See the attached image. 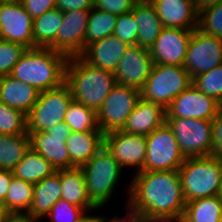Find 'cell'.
<instances>
[{
  "instance_id": "836d02e7",
  "label": "cell",
  "mask_w": 222,
  "mask_h": 222,
  "mask_svg": "<svg viewBox=\"0 0 222 222\" xmlns=\"http://www.w3.org/2000/svg\"><path fill=\"white\" fill-rule=\"evenodd\" d=\"M0 133L18 135L27 133V117L15 108L0 101Z\"/></svg>"
},
{
  "instance_id": "8d00e7d4",
  "label": "cell",
  "mask_w": 222,
  "mask_h": 222,
  "mask_svg": "<svg viewBox=\"0 0 222 222\" xmlns=\"http://www.w3.org/2000/svg\"><path fill=\"white\" fill-rule=\"evenodd\" d=\"M27 49L22 44L0 39V77L10 75Z\"/></svg>"
},
{
  "instance_id": "7dc6e473",
  "label": "cell",
  "mask_w": 222,
  "mask_h": 222,
  "mask_svg": "<svg viewBox=\"0 0 222 222\" xmlns=\"http://www.w3.org/2000/svg\"><path fill=\"white\" fill-rule=\"evenodd\" d=\"M124 217H118L117 215L113 217L115 222H140V212H134L131 209L128 210ZM127 219V220H126Z\"/></svg>"
},
{
  "instance_id": "cb8c5ba5",
  "label": "cell",
  "mask_w": 222,
  "mask_h": 222,
  "mask_svg": "<svg viewBox=\"0 0 222 222\" xmlns=\"http://www.w3.org/2000/svg\"><path fill=\"white\" fill-rule=\"evenodd\" d=\"M132 13L138 25L137 45L150 49L164 28L162 21L149 0H138Z\"/></svg>"
},
{
  "instance_id": "d590c367",
  "label": "cell",
  "mask_w": 222,
  "mask_h": 222,
  "mask_svg": "<svg viewBox=\"0 0 222 222\" xmlns=\"http://www.w3.org/2000/svg\"><path fill=\"white\" fill-rule=\"evenodd\" d=\"M197 29L222 39V2L198 13Z\"/></svg>"
},
{
  "instance_id": "ac0fdd59",
  "label": "cell",
  "mask_w": 222,
  "mask_h": 222,
  "mask_svg": "<svg viewBox=\"0 0 222 222\" xmlns=\"http://www.w3.org/2000/svg\"><path fill=\"white\" fill-rule=\"evenodd\" d=\"M193 30L164 27L149 49L155 64L183 66Z\"/></svg>"
},
{
  "instance_id": "5bb4252c",
  "label": "cell",
  "mask_w": 222,
  "mask_h": 222,
  "mask_svg": "<svg viewBox=\"0 0 222 222\" xmlns=\"http://www.w3.org/2000/svg\"><path fill=\"white\" fill-rule=\"evenodd\" d=\"M220 109V102L191 84L166 108V118L212 120Z\"/></svg>"
},
{
  "instance_id": "3957f363",
  "label": "cell",
  "mask_w": 222,
  "mask_h": 222,
  "mask_svg": "<svg viewBox=\"0 0 222 222\" xmlns=\"http://www.w3.org/2000/svg\"><path fill=\"white\" fill-rule=\"evenodd\" d=\"M65 83L74 100L81 102L96 113L117 84L114 72L93 67L80 56L68 59Z\"/></svg>"
},
{
  "instance_id": "d6986e66",
  "label": "cell",
  "mask_w": 222,
  "mask_h": 222,
  "mask_svg": "<svg viewBox=\"0 0 222 222\" xmlns=\"http://www.w3.org/2000/svg\"><path fill=\"white\" fill-rule=\"evenodd\" d=\"M166 122V109L160 104L140 98L121 131L147 136Z\"/></svg>"
},
{
  "instance_id": "ab89813d",
  "label": "cell",
  "mask_w": 222,
  "mask_h": 222,
  "mask_svg": "<svg viewBox=\"0 0 222 222\" xmlns=\"http://www.w3.org/2000/svg\"><path fill=\"white\" fill-rule=\"evenodd\" d=\"M138 0H95L94 7L115 15L132 11Z\"/></svg>"
},
{
  "instance_id": "8992f818",
  "label": "cell",
  "mask_w": 222,
  "mask_h": 222,
  "mask_svg": "<svg viewBox=\"0 0 222 222\" xmlns=\"http://www.w3.org/2000/svg\"><path fill=\"white\" fill-rule=\"evenodd\" d=\"M191 84L192 79L183 66L154 63L140 95L142 99L160 104L166 109Z\"/></svg>"
},
{
  "instance_id": "30bf717a",
  "label": "cell",
  "mask_w": 222,
  "mask_h": 222,
  "mask_svg": "<svg viewBox=\"0 0 222 222\" xmlns=\"http://www.w3.org/2000/svg\"><path fill=\"white\" fill-rule=\"evenodd\" d=\"M140 98V90L116 84L97 112V122L100 130L104 134L121 130Z\"/></svg>"
},
{
  "instance_id": "681fc988",
  "label": "cell",
  "mask_w": 222,
  "mask_h": 222,
  "mask_svg": "<svg viewBox=\"0 0 222 222\" xmlns=\"http://www.w3.org/2000/svg\"><path fill=\"white\" fill-rule=\"evenodd\" d=\"M104 217L97 215H88L87 213L78 222H100Z\"/></svg>"
},
{
  "instance_id": "60d3db41",
  "label": "cell",
  "mask_w": 222,
  "mask_h": 222,
  "mask_svg": "<svg viewBox=\"0 0 222 222\" xmlns=\"http://www.w3.org/2000/svg\"><path fill=\"white\" fill-rule=\"evenodd\" d=\"M21 3L33 19L56 8V0H21Z\"/></svg>"
},
{
  "instance_id": "c3c4849f",
  "label": "cell",
  "mask_w": 222,
  "mask_h": 222,
  "mask_svg": "<svg viewBox=\"0 0 222 222\" xmlns=\"http://www.w3.org/2000/svg\"><path fill=\"white\" fill-rule=\"evenodd\" d=\"M195 5L197 13L204 11L207 8L213 7L218 3L222 2V0H192Z\"/></svg>"
},
{
  "instance_id": "5b68a950",
  "label": "cell",
  "mask_w": 222,
  "mask_h": 222,
  "mask_svg": "<svg viewBox=\"0 0 222 222\" xmlns=\"http://www.w3.org/2000/svg\"><path fill=\"white\" fill-rule=\"evenodd\" d=\"M81 168L88 197L92 204L100 209L113 196L112 193L115 191V185H118L116 183H118L123 169L105 146Z\"/></svg>"
},
{
  "instance_id": "4316f807",
  "label": "cell",
  "mask_w": 222,
  "mask_h": 222,
  "mask_svg": "<svg viewBox=\"0 0 222 222\" xmlns=\"http://www.w3.org/2000/svg\"><path fill=\"white\" fill-rule=\"evenodd\" d=\"M55 172L56 169L31 146L22 160L12 170L14 177L33 185L52 176Z\"/></svg>"
},
{
  "instance_id": "1f68e13d",
  "label": "cell",
  "mask_w": 222,
  "mask_h": 222,
  "mask_svg": "<svg viewBox=\"0 0 222 222\" xmlns=\"http://www.w3.org/2000/svg\"><path fill=\"white\" fill-rule=\"evenodd\" d=\"M33 186L20 178L12 177L4 200L9 213L27 214L29 212L33 198Z\"/></svg>"
},
{
  "instance_id": "e575fe53",
  "label": "cell",
  "mask_w": 222,
  "mask_h": 222,
  "mask_svg": "<svg viewBox=\"0 0 222 222\" xmlns=\"http://www.w3.org/2000/svg\"><path fill=\"white\" fill-rule=\"evenodd\" d=\"M192 84L222 104V64L195 76L192 79Z\"/></svg>"
},
{
  "instance_id": "f5cc1de1",
  "label": "cell",
  "mask_w": 222,
  "mask_h": 222,
  "mask_svg": "<svg viewBox=\"0 0 222 222\" xmlns=\"http://www.w3.org/2000/svg\"><path fill=\"white\" fill-rule=\"evenodd\" d=\"M100 222H115V220L112 218L109 221L104 217Z\"/></svg>"
},
{
  "instance_id": "8fae6325",
  "label": "cell",
  "mask_w": 222,
  "mask_h": 222,
  "mask_svg": "<svg viewBox=\"0 0 222 222\" xmlns=\"http://www.w3.org/2000/svg\"><path fill=\"white\" fill-rule=\"evenodd\" d=\"M222 64V39L193 30L183 67L191 79Z\"/></svg>"
},
{
  "instance_id": "6da1fadb",
  "label": "cell",
  "mask_w": 222,
  "mask_h": 222,
  "mask_svg": "<svg viewBox=\"0 0 222 222\" xmlns=\"http://www.w3.org/2000/svg\"><path fill=\"white\" fill-rule=\"evenodd\" d=\"M128 187V209L182 219L186 201L178 170L141 171Z\"/></svg>"
},
{
  "instance_id": "f35d334b",
  "label": "cell",
  "mask_w": 222,
  "mask_h": 222,
  "mask_svg": "<svg viewBox=\"0 0 222 222\" xmlns=\"http://www.w3.org/2000/svg\"><path fill=\"white\" fill-rule=\"evenodd\" d=\"M138 25L132 11L117 16L112 34L129 46L137 45Z\"/></svg>"
},
{
  "instance_id": "d6a6232c",
  "label": "cell",
  "mask_w": 222,
  "mask_h": 222,
  "mask_svg": "<svg viewBox=\"0 0 222 222\" xmlns=\"http://www.w3.org/2000/svg\"><path fill=\"white\" fill-rule=\"evenodd\" d=\"M64 122L72 132L100 130L97 113L74 99L66 111Z\"/></svg>"
},
{
  "instance_id": "ffe728a7",
  "label": "cell",
  "mask_w": 222,
  "mask_h": 222,
  "mask_svg": "<svg viewBox=\"0 0 222 222\" xmlns=\"http://www.w3.org/2000/svg\"><path fill=\"white\" fill-rule=\"evenodd\" d=\"M164 27L194 30L198 13L192 0H149Z\"/></svg>"
},
{
  "instance_id": "484cf974",
  "label": "cell",
  "mask_w": 222,
  "mask_h": 222,
  "mask_svg": "<svg viewBox=\"0 0 222 222\" xmlns=\"http://www.w3.org/2000/svg\"><path fill=\"white\" fill-rule=\"evenodd\" d=\"M61 199L82 207L86 212L97 209L86 191V182L81 167L60 170Z\"/></svg>"
},
{
  "instance_id": "7402d4cb",
  "label": "cell",
  "mask_w": 222,
  "mask_h": 222,
  "mask_svg": "<svg viewBox=\"0 0 222 222\" xmlns=\"http://www.w3.org/2000/svg\"><path fill=\"white\" fill-rule=\"evenodd\" d=\"M40 92L33 86L15 79L11 75L0 77V101L6 105L22 111L27 115Z\"/></svg>"
},
{
  "instance_id": "52a82bcc",
  "label": "cell",
  "mask_w": 222,
  "mask_h": 222,
  "mask_svg": "<svg viewBox=\"0 0 222 222\" xmlns=\"http://www.w3.org/2000/svg\"><path fill=\"white\" fill-rule=\"evenodd\" d=\"M72 100L71 91L66 83L40 92L38 100L26 115L27 132L47 131L55 124L64 122Z\"/></svg>"
},
{
  "instance_id": "b9f144b4",
  "label": "cell",
  "mask_w": 222,
  "mask_h": 222,
  "mask_svg": "<svg viewBox=\"0 0 222 222\" xmlns=\"http://www.w3.org/2000/svg\"><path fill=\"white\" fill-rule=\"evenodd\" d=\"M213 148L212 156L222 159V108L212 119Z\"/></svg>"
},
{
  "instance_id": "ba28073f",
  "label": "cell",
  "mask_w": 222,
  "mask_h": 222,
  "mask_svg": "<svg viewBox=\"0 0 222 222\" xmlns=\"http://www.w3.org/2000/svg\"><path fill=\"white\" fill-rule=\"evenodd\" d=\"M185 158L212 155V120L193 118H166Z\"/></svg>"
},
{
  "instance_id": "74e56055",
  "label": "cell",
  "mask_w": 222,
  "mask_h": 222,
  "mask_svg": "<svg viewBox=\"0 0 222 222\" xmlns=\"http://www.w3.org/2000/svg\"><path fill=\"white\" fill-rule=\"evenodd\" d=\"M86 213L82 207L59 199L46 217L49 216L51 222H78Z\"/></svg>"
},
{
  "instance_id": "277c9868",
  "label": "cell",
  "mask_w": 222,
  "mask_h": 222,
  "mask_svg": "<svg viewBox=\"0 0 222 222\" xmlns=\"http://www.w3.org/2000/svg\"><path fill=\"white\" fill-rule=\"evenodd\" d=\"M178 171L186 202L220 195V158L212 155L186 158Z\"/></svg>"
},
{
  "instance_id": "f1b7e54d",
  "label": "cell",
  "mask_w": 222,
  "mask_h": 222,
  "mask_svg": "<svg viewBox=\"0 0 222 222\" xmlns=\"http://www.w3.org/2000/svg\"><path fill=\"white\" fill-rule=\"evenodd\" d=\"M63 12L55 8L33 19V42L35 47L51 48L61 26Z\"/></svg>"
},
{
  "instance_id": "e0dca14e",
  "label": "cell",
  "mask_w": 222,
  "mask_h": 222,
  "mask_svg": "<svg viewBox=\"0 0 222 222\" xmlns=\"http://www.w3.org/2000/svg\"><path fill=\"white\" fill-rule=\"evenodd\" d=\"M90 10H71L63 12L54 50L68 58L80 56L85 49V34Z\"/></svg>"
},
{
  "instance_id": "4dcf8cb0",
  "label": "cell",
  "mask_w": 222,
  "mask_h": 222,
  "mask_svg": "<svg viewBox=\"0 0 222 222\" xmlns=\"http://www.w3.org/2000/svg\"><path fill=\"white\" fill-rule=\"evenodd\" d=\"M116 22L117 15L96 7L91 8L85 34V48L104 37L112 35Z\"/></svg>"
},
{
  "instance_id": "44dd1931",
  "label": "cell",
  "mask_w": 222,
  "mask_h": 222,
  "mask_svg": "<svg viewBox=\"0 0 222 222\" xmlns=\"http://www.w3.org/2000/svg\"><path fill=\"white\" fill-rule=\"evenodd\" d=\"M128 47L112 34L88 45L80 57L93 67L115 72Z\"/></svg>"
},
{
  "instance_id": "f6af8a7d",
  "label": "cell",
  "mask_w": 222,
  "mask_h": 222,
  "mask_svg": "<svg viewBox=\"0 0 222 222\" xmlns=\"http://www.w3.org/2000/svg\"><path fill=\"white\" fill-rule=\"evenodd\" d=\"M12 177V170L0 169V198L3 200H5L6 193L9 190Z\"/></svg>"
},
{
  "instance_id": "9c48e42d",
  "label": "cell",
  "mask_w": 222,
  "mask_h": 222,
  "mask_svg": "<svg viewBox=\"0 0 222 222\" xmlns=\"http://www.w3.org/2000/svg\"><path fill=\"white\" fill-rule=\"evenodd\" d=\"M147 151L142 171L179 170L185 162L179 144L165 122L146 136Z\"/></svg>"
},
{
  "instance_id": "83f0119b",
  "label": "cell",
  "mask_w": 222,
  "mask_h": 222,
  "mask_svg": "<svg viewBox=\"0 0 222 222\" xmlns=\"http://www.w3.org/2000/svg\"><path fill=\"white\" fill-rule=\"evenodd\" d=\"M180 222H222L220 195L186 202Z\"/></svg>"
},
{
  "instance_id": "d4e9b609",
  "label": "cell",
  "mask_w": 222,
  "mask_h": 222,
  "mask_svg": "<svg viewBox=\"0 0 222 222\" xmlns=\"http://www.w3.org/2000/svg\"><path fill=\"white\" fill-rule=\"evenodd\" d=\"M59 199H61L60 170H57L52 176L40 180L33 186V198L27 214L39 221L46 217L52 205Z\"/></svg>"
},
{
  "instance_id": "603a6c76",
  "label": "cell",
  "mask_w": 222,
  "mask_h": 222,
  "mask_svg": "<svg viewBox=\"0 0 222 222\" xmlns=\"http://www.w3.org/2000/svg\"><path fill=\"white\" fill-rule=\"evenodd\" d=\"M104 135L101 130L71 131L66 140L71 168L82 167L89 161L104 146Z\"/></svg>"
},
{
  "instance_id": "f907efd6",
  "label": "cell",
  "mask_w": 222,
  "mask_h": 222,
  "mask_svg": "<svg viewBox=\"0 0 222 222\" xmlns=\"http://www.w3.org/2000/svg\"><path fill=\"white\" fill-rule=\"evenodd\" d=\"M10 214L6 208L5 202L3 199L0 198V217H4Z\"/></svg>"
},
{
  "instance_id": "9a60e30c",
  "label": "cell",
  "mask_w": 222,
  "mask_h": 222,
  "mask_svg": "<svg viewBox=\"0 0 222 222\" xmlns=\"http://www.w3.org/2000/svg\"><path fill=\"white\" fill-rule=\"evenodd\" d=\"M104 146L122 169L135 167V173L143 170L147 151L145 136L126 134L121 130L111 131L104 135Z\"/></svg>"
},
{
  "instance_id": "ee69618b",
  "label": "cell",
  "mask_w": 222,
  "mask_h": 222,
  "mask_svg": "<svg viewBox=\"0 0 222 222\" xmlns=\"http://www.w3.org/2000/svg\"><path fill=\"white\" fill-rule=\"evenodd\" d=\"M180 222V219L164 214L140 212V222Z\"/></svg>"
},
{
  "instance_id": "2e32d148",
  "label": "cell",
  "mask_w": 222,
  "mask_h": 222,
  "mask_svg": "<svg viewBox=\"0 0 222 222\" xmlns=\"http://www.w3.org/2000/svg\"><path fill=\"white\" fill-rule=\"evenodd\" d=\"M153 65L148 48L129 46L114 72L116 83L141 90L150 77Z\"/></svg>"
},
{
  "instance_id": "4fadbf2b",
  "label": "cell",
  "mask_w": 222,
  "mask_h": 222,
  "mask_svg": "<svg viewBox=\"0 0 222 222\" xmlns=\"http://www.w3.org/2000/svg\"><path fill=\"white\" fill-rule=\"evenodd\" d=\"M0 39L34 48L33 18L21 1L0 2Z\"/></svg>"
},
{
  "instance_id": "bcb514c9",
  "label": "cell",
  "mask_w": 222,
  "mask_h": 222,
  "mask_svg": "<svg viewBox=\"0 0 222 222\" xmlns=\"http://www.w3.org/2000/svg\"><path fill=\"white\" fill-rule=\"evenodd\" d=\"M0 222H40L28 214L10 213L0 219Z\"/></svg>"
},
{
  "instance_id": "7c38bea8",
  "label": "cell",
  "mask_w": 222,
  "mask_h": 222,
  "mask_svg": "<svg viewBox=\"0 0 222 222\" xmlns=\"http://www.w3.org/2000/svg\"><path fill=\"white\" fill-rule=\"evenodd\" d=\"M30 146L43 156L55 169H71V160L66 147V140L71 130L65 123L55 124L47 131L27 132Z\"/></svg>"
},
{
  "instance_id": "f546056e",
  "label": "cell",
  "mask_w": 222,
  "mask_h": 222,
  "mask_svg": "<svg viewBox=\"0 0 222 222\" xmlns=\"http://www.w3.org/2000/svg\"><path fill=\"white\" fill-rule=\"evenodd\" d=\"M30 147L28 133L5 135L0 133V169L13 170Z\"/></svg>"
},
{
  "instance_id": "7a4b0ae2",
  "label": "cell",
  "mask_w": 222,
  "mask_h": 222,
  "mask_svg": "<svg viewBox=\"0 0 222 222\" xmlns=\"http://www.w3.org/2000/svg\"><path fill=\"white\" fill-rule=\"evenodd\" d=\"M68 57L51 48H29L13 67L10 75L39 92L65 83Z\"/></svg>"
},
{
  "instance_id": "7bdbcfd3",
  "label": "cell",
  "mask_w": 222,
  "mask_h": 222,
  "mask_svg": "<svg viewBox=\"0 0 222 222\" xmlns=\"http://www.w3.org/2000/svg\"><path fill=\"white\" fill-rule=\"evenodd\" d=\"M95 0H56V8L61 12L71 10H90Z\"/></svg>"
},
{
  "instance_id": "816d5d0a",
  "label": "cell",
  "mask_w": 222,
  "mask_h": 222,
  "mask_svg": "<svg viewBox=\"0 0 222 222\" xmlns=\"http://www.w3.org/2000/svg\"><path fill=\"white\" fill-rule=\"evenodd\" d=\"M220 196L222 197V159H221V189H220Z\"/></svg>"
},
{
  "instance_id": "db71d44e",
  "label": "cell",
  "mask_w": 222,
  "mask_h": 222,
  "mask_svg": "<svg viewBox=\"0 0 222 222\" xmlns=\"http://www.w3.org/2000/svg\"><path fill=\"white\" fill-rule=\"evenodd\" d=\"M4 1H21V0H0V2H4Z\"/></svg>"
}]
</instances>
